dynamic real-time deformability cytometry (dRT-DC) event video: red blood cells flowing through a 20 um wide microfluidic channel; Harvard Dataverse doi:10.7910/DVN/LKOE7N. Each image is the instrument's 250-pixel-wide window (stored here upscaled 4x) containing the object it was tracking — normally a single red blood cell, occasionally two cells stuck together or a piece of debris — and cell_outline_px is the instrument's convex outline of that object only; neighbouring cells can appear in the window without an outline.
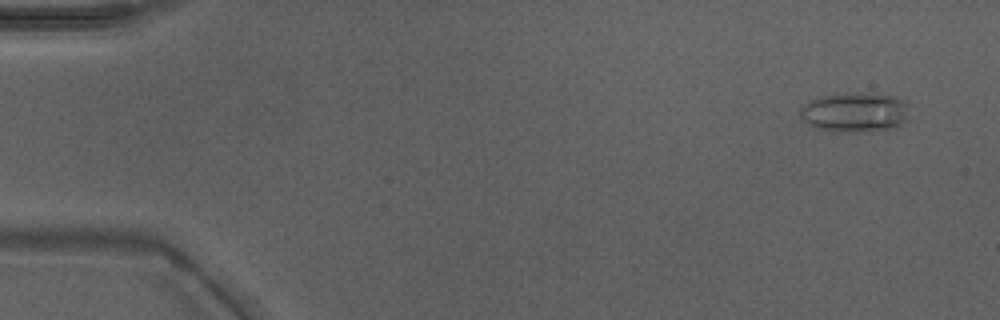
{"species": "Egyptian fruit bat (a non-hibernating species)", "species_latin": "Rousettus aegyptiacus", "temperature_condition": "warm", "stored_images_in_passage": 46, "camera_frame_rate_fps": 3000, "um_per_image_px": 0.085, "animal": {"sex": "male"}, "frame": {"image": 1, "passage_image": 1, "time_ms": 0.0, "image_size_px": [1000, 320], "cell_outline_px": [[908, 120], [896, 128], [860, 132], [844, 132], [812, 128], [800, 120], [800, 108], [808, 100], [824, 96], [844, 92], [872, 92], [896, 96], [908, 100]], "centroid_in_image_um": [72.69, 9.53], "position_along_channel_um": 12.3, "area_um2": 26.3}}
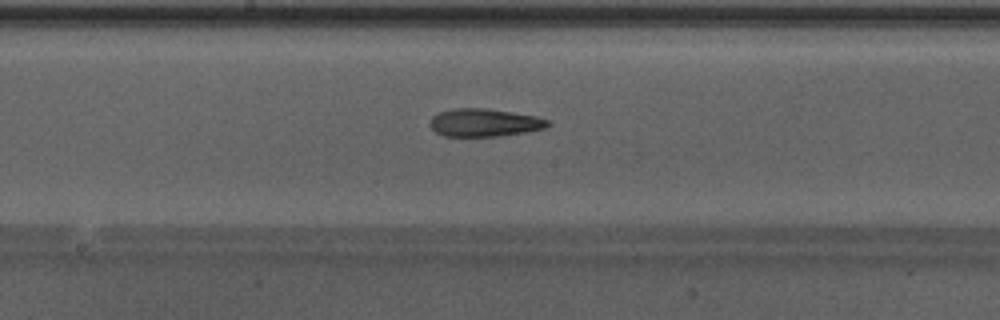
{"frame": {"image": 2, "passage_image": 24, "time_ms": 7.667, "image_size_px": [1000, 320], "cell_outline_px": [[552, 124], [544, 128], [528, 132], [496, 136], [444, 136], [436, 132], [428, 124], [432, 116], [440, 112], [452, 108], [488, 108], [536, 116], [548, 120]], "centroid_in_image_um": [41.17, 10.42], "position_along_channel_um": 207.0, "area_um2": 19.25}}
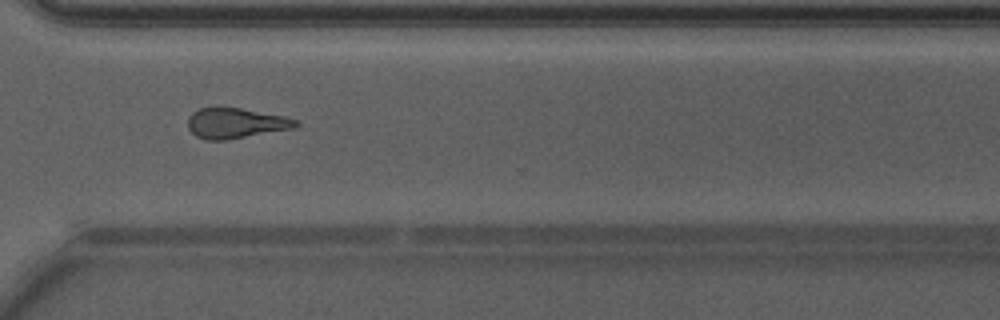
{"frame": {"image": 3, "passage_image": 34, "time_ms": 11.0, "image_size_px": [1000, 320], "cell_outline_px": [[300, 124], [292, 128], [228, 140], [204, 140], [196, 136], [188, 128], [188, 116], [192, 112], [200, 108], [216, 104], [220, 104], [284, 116], [300, 120]], "centroid_in_image_um": [19.98, 10.43], "position_along_channel_um": 350.6, "area_um2": 19.71}, "authors_computed_cell_mechanics": {"area_um2": 19.2763, "velocity_mm_per_s": 4.3137, "shape_relaxation_time_tau1_ms": null, "shape_relaxation_time_tau2_ms": 4.5869, "deformation_change_tau1": null, "deformation_change_tau2": 0.1837}}